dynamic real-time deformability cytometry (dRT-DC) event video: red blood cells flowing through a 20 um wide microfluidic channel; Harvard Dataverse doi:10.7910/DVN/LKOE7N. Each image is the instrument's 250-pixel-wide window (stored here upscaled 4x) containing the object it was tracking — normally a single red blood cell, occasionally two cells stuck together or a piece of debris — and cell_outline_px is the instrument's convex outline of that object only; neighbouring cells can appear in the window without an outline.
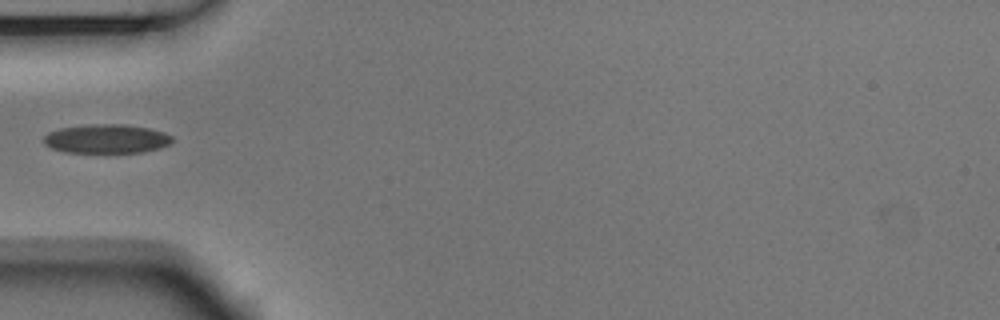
{"species": "Egyptian fruit bat (a non-hibernating species)", "species_latin": "Rousettus aegyptiacus", "temperature_condition": "room temperature", "stored_images_in_passage": 3, "camera_frame_rate_fps": 3000, "um_per_image_px": 0.085, "animal": {"sex": "male"}, "frame": {"image": 1, "passage_image": 2, "time_ms": 0.333, "image_size_px": [1000, 320], "cell_outline_px": [[172, 140], [168, 144], [160, 148], [144, 152], [64, 152], [52, 148], [44, 144], [44, 136], [48, 132], [60, 128], [92, 124], [128, 124], [148, 128], [164, 132], [172, 136]], "centroid_in_image_um": [9.05, 11.79], "position_along_channel_um": 75.9, "area_um2": 21.68}}
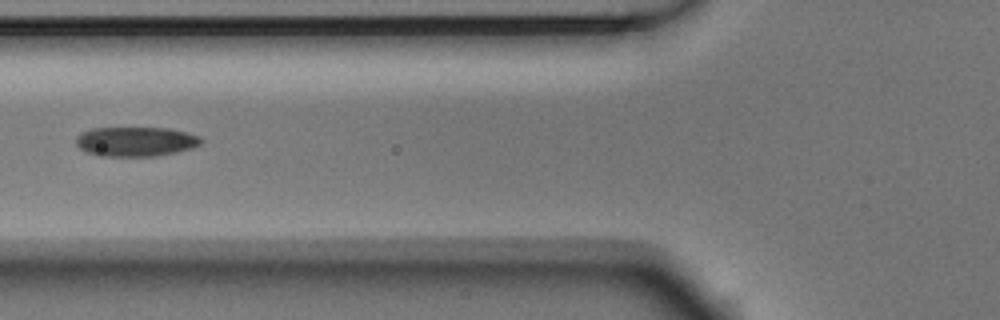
{"frame": {"image": 2, "passage_image": 3, "time_ms": 0.667, "image_size_px": [1000, 320], "cell_outline_px": [[204, 140], [200, 144], [192, 148], [176, 152], [156, 156], [100, 156], [88, 152], [80, 148], [76, 144], [76, 136], [80, 132], [92, 128], [168, 128], [200, 136]], "centroid_in_image_um": [11.53, 12.03], "position_along_channel_um": 114.3, "area_um2": 21.56}}